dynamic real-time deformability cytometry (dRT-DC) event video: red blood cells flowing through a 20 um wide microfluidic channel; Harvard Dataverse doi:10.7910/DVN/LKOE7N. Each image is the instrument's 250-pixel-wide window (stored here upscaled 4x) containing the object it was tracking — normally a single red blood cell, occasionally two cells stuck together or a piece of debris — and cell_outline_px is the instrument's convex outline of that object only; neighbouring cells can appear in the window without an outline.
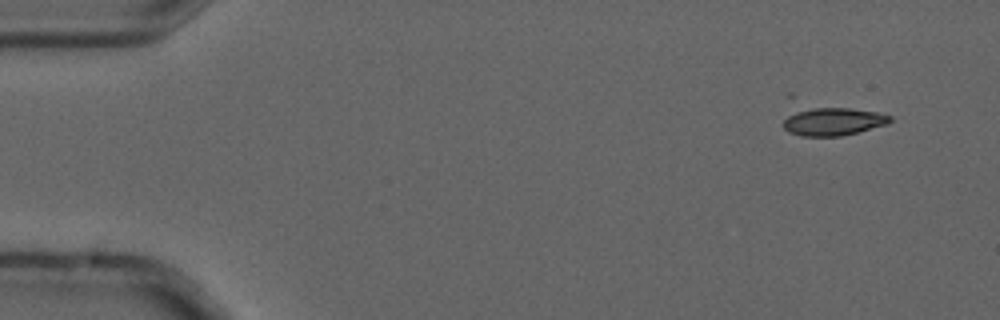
{"species": "common noctule bat (a hibernating species)", "species_latin": "Nyctalus noctula", "temperature_condition": "cold", "stored_images_in_passage": 4, "camera_frame_rate_fps": 3000, "um_per_image_px": 0.085, "animal": {"sex": "male", "forearm_length_mm": 52.5}, "frame": {"image": 1, "passage_image": 1, "time_ms": 0.0, "image_size_px": [1000, 320], "cell_outline_px": [[892, 120], [888, 124], [840, 136], [800, 136], [788, 132], [784, 128], [784, 120], [796, 108], [848, 108], [880, 112], [892, 116]], "centroid_in_image_um": [70.8, 10.32], "position_along_channel_um": 14.2, "area_um2": 17.51}}
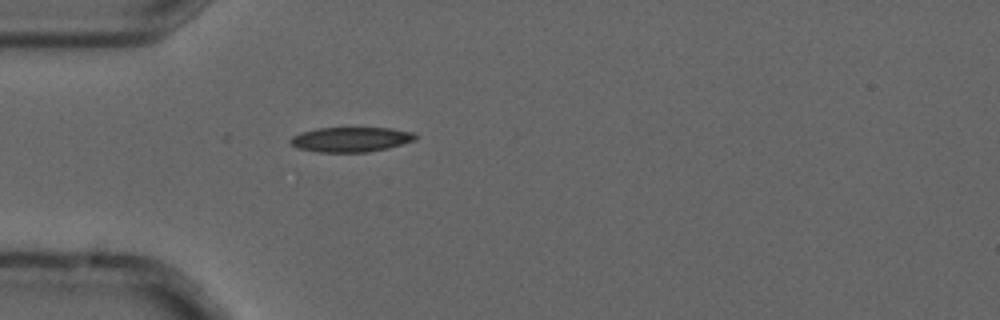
{"frame": {"image": 2, "passage_image": 4, "time_ms": 1.0, "image_size_px": [1000, 320], "cell_outline_px": [[416, 140], [388, 148], [368, 152], [316, 152], [296, 148], [288, 144], [288, 140], [292, 136], [300, 132], [316, 128], [392, 128], [412, 132], [416, 136]], "centroid_in_image_um": [29.75, 11.86], "position_along_channel_um": 55.2, "area_um2": 18.32}}